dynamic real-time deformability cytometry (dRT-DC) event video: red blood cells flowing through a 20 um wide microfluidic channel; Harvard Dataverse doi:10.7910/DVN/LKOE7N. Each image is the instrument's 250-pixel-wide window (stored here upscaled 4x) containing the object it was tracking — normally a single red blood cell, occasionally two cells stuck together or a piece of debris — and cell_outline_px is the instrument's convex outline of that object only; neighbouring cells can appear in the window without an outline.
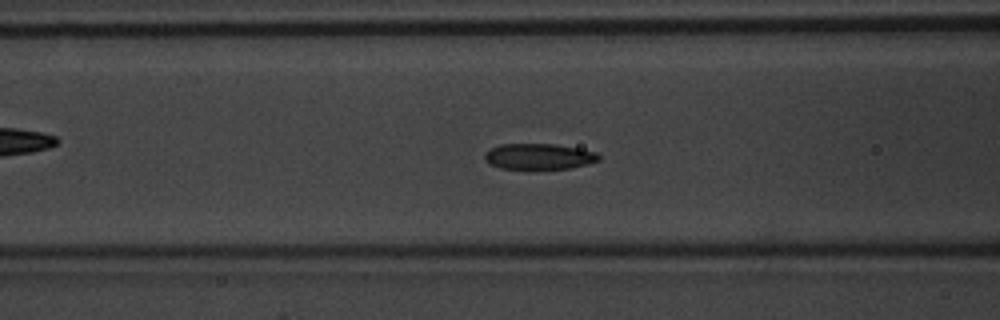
{"species": "common noctule bat (a hibernating species)", "species_latin": "Nyctalus noctula", "temperature_condition": "warm", "stored_images_in_passage": 42, "camera_frame_rate_fps": 3000, "um_per_image_px": 0.085, "animal": {"sex": "male", "body_mass_g": 20.1, "forearm_length_mm": 53.5}, "frame": {"image": 1, "passage_image": 19, "time_ms": 6.0, "image_size_px": [1000, 320], "cell_outline_px": [[600, 160], [588, 164], [568, 168], [500, 168], [484, 160], [484, 152], [500, 144], [556, 144], [596, 152], [600, 156]], "centroid_in_image_um": [45.8, 13.29], "position_along_channel_um": 120.8, "area_um2": 16.94}}
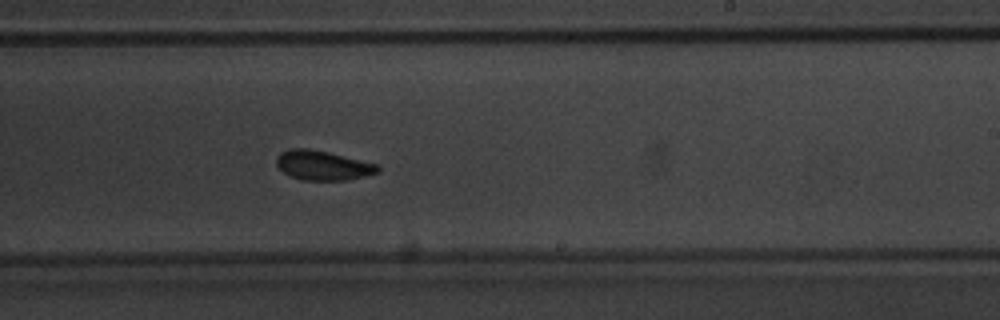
{"frame": {"image": 2, "passage_image": 29, "time_ms": 9.333, "image_size_px": [1000, 320], "cell_outline_px": [[380, 172], [348, 180], [300, 180], [288, 176], [276, 164], [276, 156], [280, 152], [288, 148], [308, 148], [328, 152], [380, 164]], "centroid_in_image_um": [27.44, 14.05], "position_along_channel_um": 261.6, "area_um2": 17.74}}
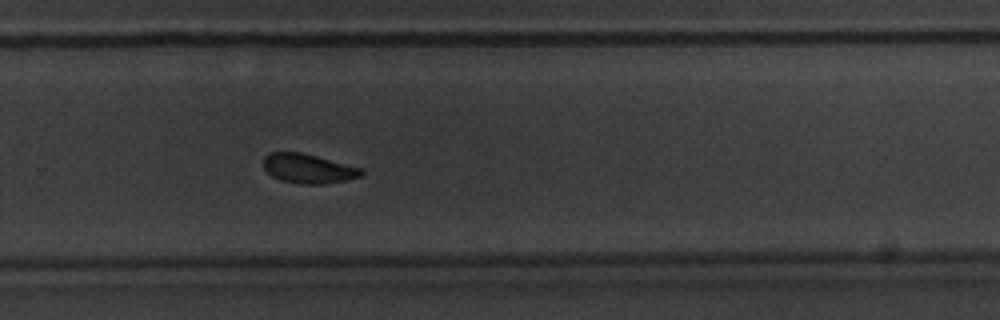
{"frame": {"image": 3, "passage_image": 32, "time_ms": 10.333, "image_size_px": [1000, 320], "cell_outline_px": [[364, 176], [348, 180], [324, 184], [300, 184], [280, 180], [272, 176], [264, 168], [264, 156], [268, 152], [300, 152], [364, 168]], "centroid_in_image_um": [26.25, 14.33], "position_along_channel_um": 303.6, "area_um2": 16.99}, "authors_computed_cell_mechanics": {"area_um2": 17.4845, "velocity_mm_per_s": 4.2324, "shape_relaxation_time_tau1_ms": 4.6101, "shape_relaxation_time_tau2_ms": 2.1032, "deformation_change_tau1": 0.1599, "deformation_change_tau2": 0.0754}}